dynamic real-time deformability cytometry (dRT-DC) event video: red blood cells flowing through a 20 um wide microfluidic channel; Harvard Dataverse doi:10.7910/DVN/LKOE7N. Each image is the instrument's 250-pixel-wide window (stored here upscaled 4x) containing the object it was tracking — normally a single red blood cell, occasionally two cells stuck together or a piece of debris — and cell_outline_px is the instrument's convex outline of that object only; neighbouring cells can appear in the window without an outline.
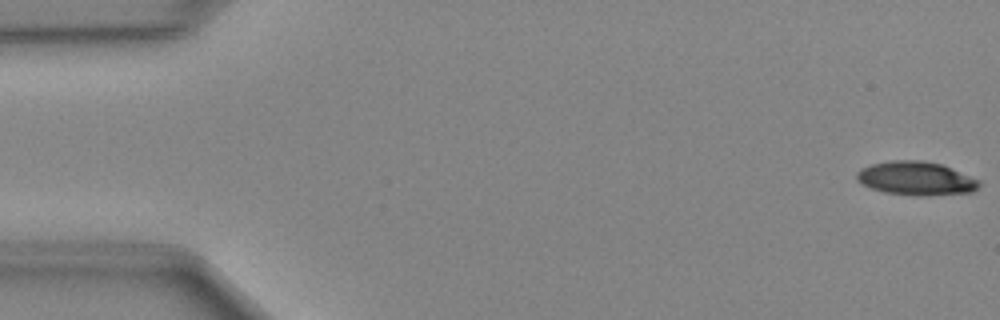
{"species": "Egyptian fruit bat (a non-hibernating species)", "species_latin": "Rousettus aegyptiacus", "temperature_condition": "cold", "stored_images_in_passage": 49, "camera_frame_rate_fps": 3000, "um_per_image_px": 0.085, "animal": {"sex": "female"}, "frame": {"image": 1, "passage_image": 1, "time_ms": 0.0, "image_size_px": [1000, 320], "cell_outline_px": [[980, 184], [972, 192], [920, 196], [916, 196], [884, 192], [872, 188], [856, 180], [856, 172], [860, 168], [872, 164], [892, 160], [924, 160], [940, 164], [980, 180]], "centroid_in_image_um": [77.83, 15.16], "position_along_channel_um": 7.2, "area_um2": 23.87}}
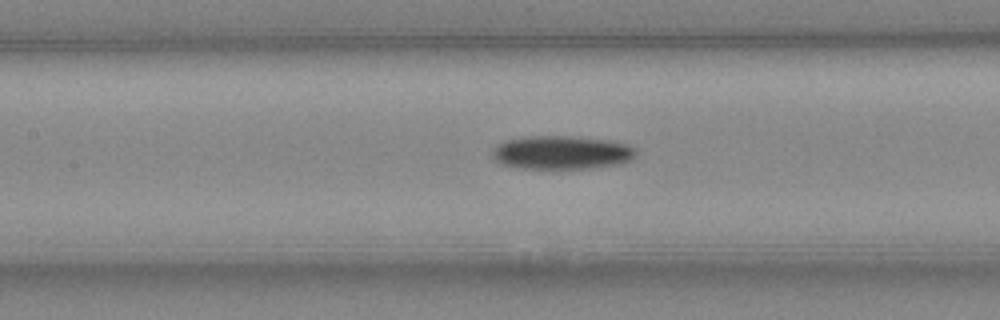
{"frame": {"image": 2, "passage_image": 22, "time_ms": 7.0, "image_size_px": [1000, 320], "cell_outline_px": [[636, 156], [620, 164], [588, 168], [520, 168], [504, 164], [496, 160], [492, 156], [492, 152], [504, 140], [528, 136], [580, 136], [612, 140], [628, 144], [636, 148]], "centroid_in_image_um": [47.8, 12.94], "position_along_channel_um": 159.6, "area_um2": 28.09}}
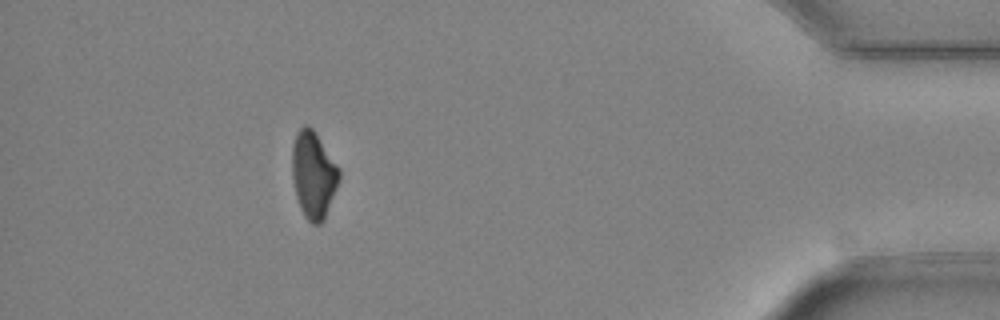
{"frame": {"image": 3, "passage_image": 44, "time_ms": 14.333, "image_size_px": [1000, 320], "cell_outline_px": [[340, 180], [324, 220], [320, 224], [312, 224], [304, 216], [300, 208], [296, 196], [292, 176], [292, 144], [296, 132], [304, 124], [308, 124], [316, 132], [340, 168]], "centroid_in_image_um": [26.65, 14.83], "position_along_channel_um": 408.6, "area_um2": 24.16}}